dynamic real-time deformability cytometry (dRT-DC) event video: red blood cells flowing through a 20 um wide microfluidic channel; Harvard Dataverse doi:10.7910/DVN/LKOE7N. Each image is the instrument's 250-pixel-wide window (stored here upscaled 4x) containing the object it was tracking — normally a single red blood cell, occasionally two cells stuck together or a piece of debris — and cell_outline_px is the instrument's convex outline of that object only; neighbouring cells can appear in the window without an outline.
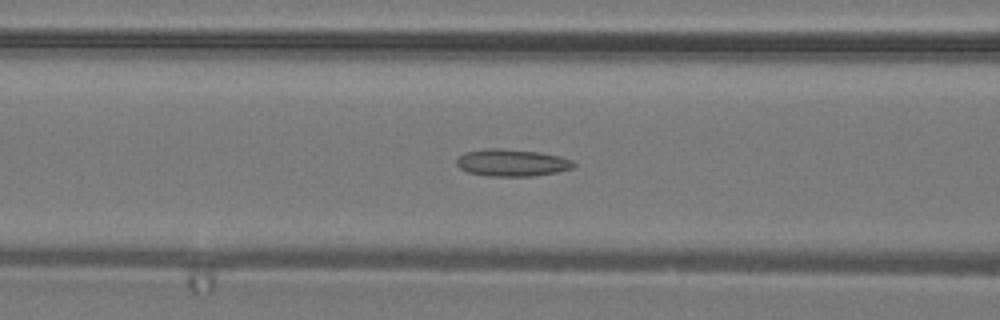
{"species": "common noctule bat (a hibernating species)", "species_latin": "Nyctalus noctula", "temperature_condition": "warm", "stored_images_in_passage": 34, "camera_frame_rate_fps": 3000, "um_per_image_px": 0.085, "animal": {"sex": "male", "body_mass_g": 19.2, "forearm_length_mm": 51.8}, "frame": {"image": 1, "passage_image": 11, "time_ms": 3.333, "image_size_px": [1000, 320], "cell_outline_px": [[576, 164], [572, 168], [556, 172], [532, 176], [488, 176], [468, 172], [460, 168], [456, 164], [456, 160], [464, 152], [484, 148], [500, 148], [540, 152], [560, 156], [572, 160]], "centroid_in_image_um": [43.5, 13.82], "position_along_channel_um": 123.1, "area_um2": 18.55}}
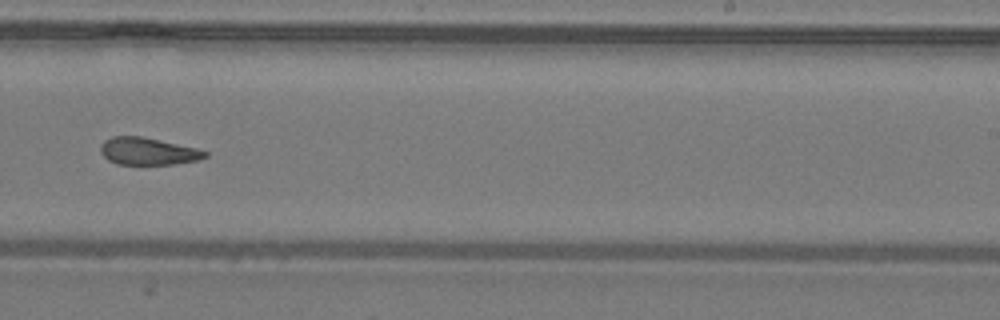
{"frame": {"image": 2, "passage_image": 20, "time_ms": 6.333, "image_size_px": [1000, 320], "cell_outline_px": [[208, 156], [196, 160], [172, 164], [116, 164], [108, 160], [100, 152], [100, 144], [104, 140], [112, 136], [140, 136], [196, 148], [208, 152]], "centroid_in_image_um": [12.53, 12.85], "position_along_channel_um": 276.5, "area_um2": 16.47}}
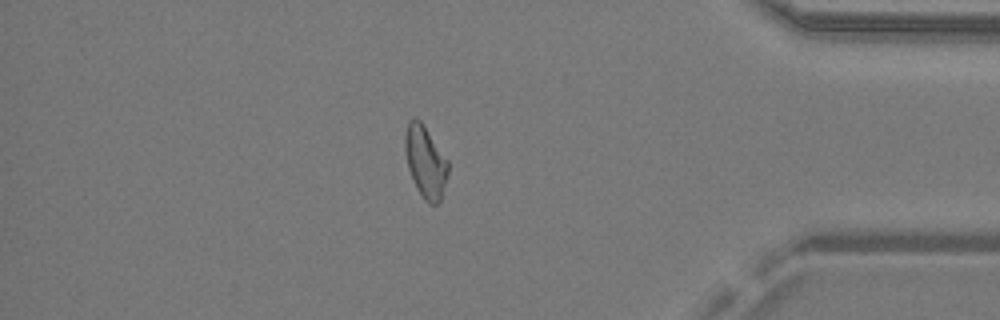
{"frame": {"image": 3, "passage_image": 29, "time_ms": 9.333, "image_size_px": [1000, 320], "cell_outline_px": [[448, 176], [440, 200], [436, 204], [428, 204], [424, 200], [416, 188], [408, 168], [404, 148], [404, 136], [408, 120], [420, 120], [448, 160]], "centroid_in_image_um": [36.15, 13.78], "position_along_channel_um": 399.0, "area_um2": 17.98}}